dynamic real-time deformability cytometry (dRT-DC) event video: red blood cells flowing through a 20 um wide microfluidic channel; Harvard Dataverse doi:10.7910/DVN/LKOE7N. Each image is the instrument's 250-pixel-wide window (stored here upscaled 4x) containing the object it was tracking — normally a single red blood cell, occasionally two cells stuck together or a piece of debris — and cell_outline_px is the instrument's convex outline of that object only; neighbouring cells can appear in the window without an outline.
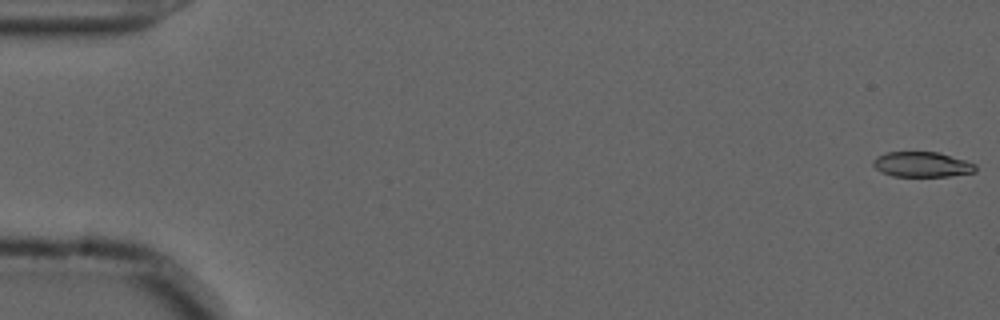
{"species": "common noctule bat (a hibernating species)", "species_latin": "Nyctalus noctula", "temperature_condition": "cold", "stored_images_in_passage": 56, "camera_frame_rate_fps": 3000, "um_per_image_px": 0.085, "animal": {"sex": "male", "forearm_length_mm": 52.5}, "frame": {"image": 1, "passage_image": 1, "time_ms": 0.0, "image_size_px": [1000, 320], "cell_outline_px": [[976, 172], [948, 176], [892, 176], [880, 172], [872, 164], [872, 160], [876, 156], [888, 152], [936, 152], [964, 160], [976, 164]], "centroid_in_image_um": [78.33, 13.98], "position_along_channel_um": 6.7, "area_um2": 14.97}}
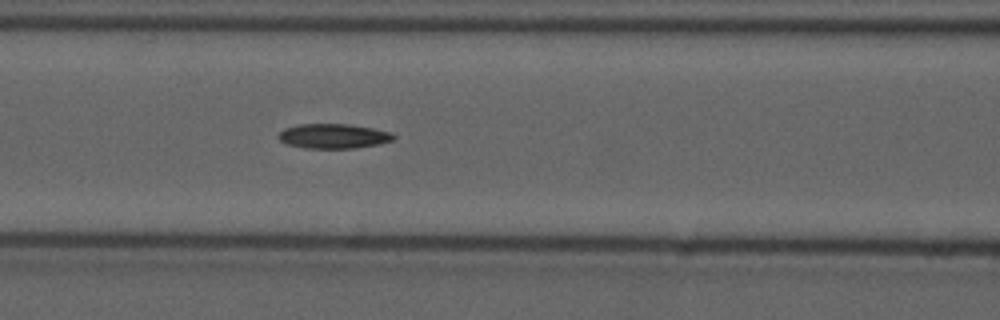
{"frame": {"image": 2, "passage_image": 24, "time_ms": 7.667, "image_size_px": [1000, 320], "cell_outline_px": [[396, 136], [392, 140], [380, 144], [356, 148], [304, 148], [288, 144], [280, 140], [276, 136], [284, 128], [300, 124], [348, 124], [372, 128], [392, 132]], "centroid_in_image_um": [28.35, 11.57], "position_along_channel_um": 138.3, "area_um2": 16.59}}
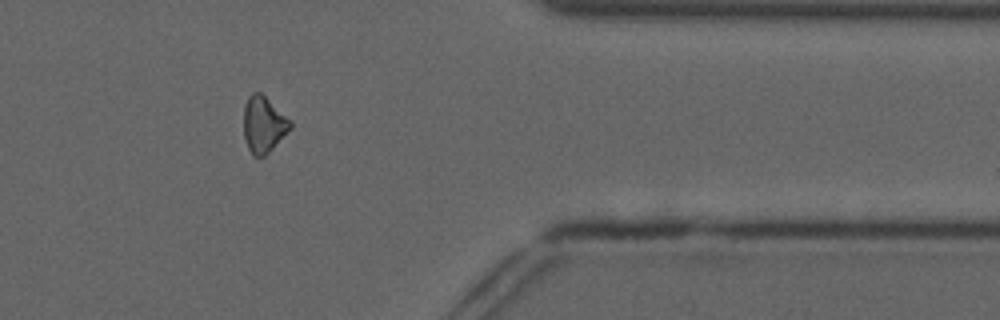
{"frame": {"image": 3, "passage_image": 46, "time_ms": 15.0, "image_size_px": [1000, 320], "cell_outline_px": [[292, 128], [264, 156], [252, 156], [248, 148], [244, 136], [244, 104], [248, 96], [252, 92], [260, 92], [292, 120]], "centroid_in_image_um": [22.41, 10.56], "position_along_channel_um": 389.0, "area_um2": 15.32}}